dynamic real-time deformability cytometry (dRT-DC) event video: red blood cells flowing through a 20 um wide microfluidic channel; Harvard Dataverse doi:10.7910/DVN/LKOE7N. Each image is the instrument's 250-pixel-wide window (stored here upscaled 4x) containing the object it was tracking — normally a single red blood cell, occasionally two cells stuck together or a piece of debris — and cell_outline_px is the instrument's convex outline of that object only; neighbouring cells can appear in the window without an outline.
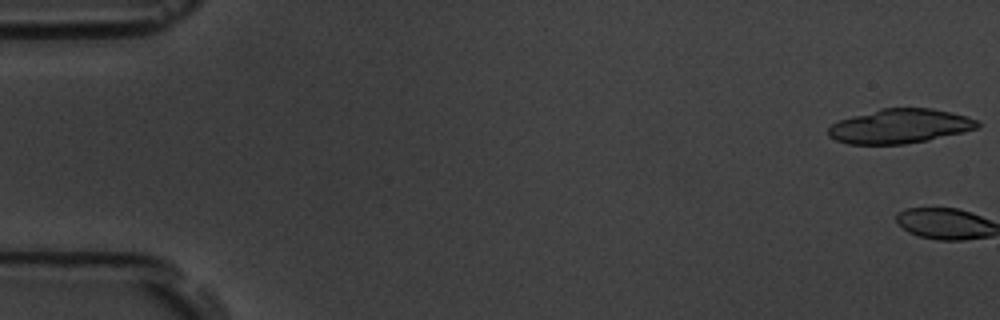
{"species": "common noctule bat (a hibernating species)", "species_latin": "Nyctalus noctula", "temperature_condition": "room temperature", "stored_images_in_passage": 5, "camera_frame_rate_fps": 3000, "um_per_image_px": 0.085, "animal": {"sex": "male", "body_mass_g": 19.5, "forearm_length_mm": 54.6}, "frame": {"image": 1, "passage_image": 1, "time_ms": 0.0, "image_size_px": [1000, 320], "cell_outline_px": [[980, 124], [976, 128], [964, 132], [928, 140], [904, 144], [848, 144], [836, 140], [828, 136], [828, 128], [832, 124], [840, 120], [852, 116], [880, 108], [932, 108], [952, 112], [968, 116], [976, 120]], "centroid_in_image_um": [76.49, 10.72], "position_along_channel_um": 8.5, "area_um2": 29.88}}